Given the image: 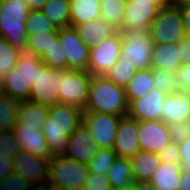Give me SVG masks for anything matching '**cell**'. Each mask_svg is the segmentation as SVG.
Returning <instances> with one entry per match:
<instances>
[{
	"label": "cell",
	"instance_id": "cell-1",
	"mask_svg": "<svg viewBox=\"0 0 190 190\" xmlns=\"http://www.w3.org/2000/svg\"><path fill=\"white\" fill-rule=\"evenodd\" d=\"M83 110L76 106L56 104L48 107V118L42 133L51 156L63 155L68 138L82 124Z\"/></svg>",
	"mask_w": 190,
	"mask_h": 190
},
{
	"label": "cell",
	"instance_id": "cell-2",
	"mask_svg": "<svg viewBox=\"0 0 190 190\" xmlns=\"http://www.w3.org/2000/svg\"><path fill=\"white\" fill-rule=\"evenodd\" d=\"M84 111L122 117L127 116L129 104L126 98L125 88L116 85L105 75H92Z\"/></svg>",
	"mask_w": 190,
	"mask_h": 190
},
{
	"label": "cell",
	"instance_id": "cell-3",
	"mask_svg": "<svg viewBox=\"0 0 190 190\" xmlns=\"http://www.w3.org/2000/svg\"><path fill=\"white\" fill-rule=\"evenodd\" d=\"M42 64L41 58L32 52L20 51L13 69L3 76L2 94L19 101L28 100L33 81L37 77V68Z\"/></svg>",
	"mask_w": 190,
	"mask_h": 190
},
{
	"label": "cell",
	"instance_id": "cell-4",
	"mask_svg": "<svg viewBox=\"0 0 190 190\" xmlns=\"http://www.w3.org/2000/svg\"><path fill=\"white\" fill-rule=\"evenodd\" d=\"M30 12L25 0H2L0 4V36L19 51L26 49V19Z\"/></svg>",
	"mask_w": 190,
	"mask_h": 190
},
{
	"label": "cell",
	"instance_id": "cell-5",
	"mask_svg": "<svg viewBox=\"0 0 190 190\" xmlns=\"http://www.w3.org/2000/svg\"><path fill=\"white\" fill-rule=\"evenodd\" d=\"M89 172L86 163L77 162L63 155L52 156L49 160L47 185L82 190Z\"/></svg>",
	"mask_w": 190,
	"mask_h": 190
},
{
	"label": "cell",
	"instance_id": "cell-6",
	"mask_svg": "<svg viewBox=\"0 0 190 190\" xmlns=\"http://www.w3.org/2000/svg\"><path fill=\"white\" fill-rule=\"evenodd\" d=\"M121 57L134 65L136 71L151 68L154 43L148 31H120Z\"/></svg>",
	"mask_w": 190,
	"mask_h": 190
},
{
	"label": "cell",
	"instance_id": "cell-7",
	"mask_svg": "<svg viewBox=\"0 0 190 190\" xmlns=\"http://www.w3.org/2000/svg\"><path fill=\"white\" fill-rule=\"evenodd\" d=\"M92 75L84 70H60L59 104L72 105L84 111Z\"/></svg>",
	"mask_w": 190,
	"mask_h": 190
},
{
	"label": "cell",
	"instance_id": "cell-8",
	"mask_svg": "<svg viewBox=\"0 0 190 190\" xmlns=\"http://www.w3.org/2000/svg\"><path fill=\"white\" fill-rule=\"evenodd\" d=\"M148 32L153 43H179L185 36L182 19L178 7L165 6L160 8L151 23Z\"/></svg>",
	"mask_w": 190,
	"mask_h": 190
},
{
	"label": "cell",
	"instance_id": "cell-9",
	"mask_svg": "<svg viewBox=\"0 0 190 190\" xmlns=\"http://www.w3.org/2000/svg\"><path fill=\"white\" fill-rule=\"evenodd\" d=\"M122 40L120 31L98 45L90 46L88 72L93 76H103L121 57Z\"/></svg>",
	"mask_w": 190,
	"mask_h": 190
},
{
	"label": "cell",
	"instance_id": "cell-10",
	"mask_svg": "<svg viewBox=\"0 0 190 190\" xmlns=\"http://www.w3.org/2000/svg\"><path fill=\"white\" fill-rule=\"evenodd\" d=\"M122 116L83 111L82 123L99 148H113Z\"/></svg>",
	"mask_w": 190,
	"mask_h": 190
},
{
	"label": "cell",
	"instance_id": "cell-11",
	"mask_svg": "<svg viewBox=\"0 0 190 190\" xmlns=\"http://www.w3.org/2000/svg\"><path fill=\"white\" fill-rule=\"evenodd\" d=\"M60 83L59 69L42 64L37 68V77L33 81L28 101L47 107L59 104Z\"/></svg>",
	"mask_w": 190,
	"mask_h": 190
},
{
	"label": "cell",
	"instance_id": "cell-12",
	"mask_svg": "<svg viewBox=\"0 0 190 190\" xmlns=\"http://www.w3.org/2000/svg\"><path fill=\"white\" fill-rule=\"evenodd\" d=\"M49 160L26 151L13 158V172L32 182L39 190L48 182Z\"/></svg>",
	"mask_w": 190,
	"mask_h": 190
},
{
	"label": "cell",
	"instance_id": "cell-13",
	"mask_svg": "<svg viewBox=\"0 0 190 190\" xmlns=\"http://www.w3.org/2000/svg\"><path fill=\"white\" fill-rule=\"evenodd\" d=\"M58 37L67 60V70L88 71L90 46L86 45L74 27L59 29Z\"/></svg>",
	"mask_w": 190,
	"mask_h": 190
},
{
	"label": "cell",
	"instance_id": "cell-14",
	"mask_svg": "<svg viewBox=\"0 0 190 190\" xmlns=\"http://www.w3.org/2000/svg\"><path fill=\"white\" fill-rule=\"evenodd\" d=\"M167 93L153 88L148 94L129 104L128 116L137 121H160Z\"/></svg>",
	"mask_w": 190,
	"mask_h": 190
},
{
	"label": "cell",
	"instance_id": "cell-15",
	"mask_svg": "<svg viewBox=\"0 0 190 190\" xmlns=\"http://www.w3.org/2000/svg\"><path fill=\"white\" fill-rule=\"evenodd\" d=\"M112 149L117 158L125 159H131L141 151L137 120L130 118L128 115L121 118Z\"/></svg>",
	"mask_w": 190,
	"mask_h": 190
},
{
	"label": "cell",
	"instance_id": "cell-16",
	"mask_svg": "<svg viewBox=\"0 0 190 190\" xmlns=\"http://www.w3.org/2000/svg\"><path fill=\"white\" fill-rule=\"evenodd\" d=\"M160 8L151 2L127 0L122 30L148 31Z\"/></svg>",
	"mask_w": 190,
	"mask_h": 190
},
{
	"label": "cell",
	"instance_id": "cell-17",
	"mask_svg": "<svg viewBox=\"0 0 190 190\" xmlns=\"http://www.w3.org/2000/svg\"><path fill=\"white\" fill-rule=\"evenodd\" d=\"M139 147L143 152L158 153L171 142L169 128L160 121H138Z\"/></svg>",
	"mask_w": 190,
	"mask_h": 190
},
{
	"label": "cell",
	"instance_id": "cell-18",
	"mask_svg": "<svg viewBox=\"0 0 190 190\" xmlns=\"http://www.w3.org/2000/svg\"><path fill=\"white\" fill-rule=\"evenodd\" d=\"M99 149L88 129L82 123L68 138L63 156L87 164L94 158Z\"/></svg>",
	"mask_w": 190,
	"mask_h": 190
},
{
	"label": "cell",
	"instance_id": "cell-19",
	"mask_svg": "<svg viewBox=\"0 0 190 190\" xmlns=\"http://www.w3.org/2000/svg\"><path fill=\"white\" fill-rule=\"evenodd\" d=\"M41 129L42 127H26L16 123L12 131L21 151L50 159L52 156Z\"/></svg>",
	"mask_w": 190,
	"mask_h": 190
},
{
	"label": "cell",
	"instance_id": "cell-20",
	"mask_svg": "<svg viewBox=\"0 0 190 190\" xmlns=\"http://www.w3.org/2000/svg\"><path fill=\"white\" fill-rule=\"evenodd\" d=\"M162 107L164 113L161 116V121L166 125L187 122L190 118V99L184 92L177 91L168 94Z\"/></svg>",
	"mask_w": 190,
	"mask_h": 190
},
{
	"label": "cell",
	"instance_id": "cell-21",
	"mask_svg": "<svg viewBox=\"0 0 190 190\" xmlns=\"http://www.w3.org/2000/svg\"><path fill=\"white\" fill-rule=\"evenodd\" d=\"M182 64L180 49L177 43H154L151 68L176 72Z\"/></svg>",
	"mask_w": 190,
	"mask_h": 190
},
{
	"label": "cell",
	"instance_id": "cell-22",
	"mask_svg": "<svg viewBox=\"0 0 190 190\" xmlns=\"http://www.w3.org/2000/svg\"><path fill=\"white\" fill-rule=\"evenodd\" d=\"M74 28L81 40L88 46L98 45L117 31L101 18L77 24Z\"/></svg>",
	"mask_w": 190,
	"mask_h": 190
},
{
	"label": "cell",
	"instance_id": "cell-23",
	"mask_svg": "<svg viewBox=\"0 0 190 190\" xmlns=\"http://www.w3.org/2000/svg\"><path fill=\"white\" fill-rule=\"evenodd\" d=\"M130 163L134 182H149L160 166L161 158L158 153L140 151L130 159Z\"/></svg>",
	"mask_w": 190,
	"mask_h": 190
},
{
	"label": "cell",
	"instance_id": "cell-24",
	"mask_svg": "<svg viewBox=\"0 0 190 190\" xmlns=\"http://www.w3.org/2000/svg\"><path fill=\"white\" fill-rule=\"evenodd\" d=\"M182 170L180 164L161 162L149 182L158 190H179Z\"/></svg>",
	"mask_w": 190,
	"mask_h": 190
},
{
	"label": "cell",
	"instance_id": "cell-25",
	"mask_svg": "<svg viewBox=\"0 0 190 190\" xmlns=\"http://www.w3.org/2000/svg\"><path fill=\"white\" fill-rule=\"evenodd\" d=\"M48 107L28 100L20 101L17 110V124L26 127H42L47 122Z\"/></svg>",
	"mask_w": 190,
	"mask_h": 190
},
{
	"label": "cell",
	"instance_id": "cell-26",
	"mask_svg": "<svg viewBox=\"0 0 190 190\" xmlns=\"http://www.w3.org/2000/svg\"><path fill=\"white\" fill-rule=\"evenodd\" d=\"M101 18L99 0H70V26Z\"/></svg>",
	"mask_w": 190,
	"mask_h": 190
},
{
	"label": "cell",
	"instance_id": "cell-27",
	"mask_svg": "<svg viewBox=\"0 0 190 190\" xmlns=\"http://www.w3.org/2000/svg\"><path fill=\"white\" fill-rule=\"evenodd\" d=\"M107 176L112 189L130 190L134 183L130 159L116 158Z\"/></svg>",
	"mask_w": 190,
	"mask_h": 190
},
{
	"label": "cell",
	"instance_id": "cell-28",
	"mask_svg": "<svg viewBox=\"0 0 190 190\" xmlns=\"http://www.w3.org/2000/svg\"><path fill=\"white\" fill-rule=\"evenodd\" d=\"M153 88L152 68L136 71L134 77L125 87L128 104L148 94Z\"/></svg>",
	"mask_w": 190,
	"mask_h": 190
},
{
	"label": "cell",
	"instance_id": "cell-29",
	"mask_svg": "<svg viewBox=\"0 0 190 190\" xmlns=\"http://www.w3.org/2000/svg\"><path fill=\"white\" fill-rule=\"evenodd\" d=\"M41 11L56 29L70 27V0H48Z\"/></svg>",
	"mask_w": 190,
	"mask_h": 190
},
{
	"label": "cell",
	"instance_id": "cell-30",
	"mask_svg": "<svg viewBox=\"0 0 190 190\" xmlns=\"http://www.w3.org/2000/svg\"><path fill=\"white\" fill-rule=\"evenodd\" d=\"M127 0H99L101 19L115 30L122 31Z\"/></svg>",
	"mask_w": 190,
	"mask_h": 190
},
{
	"label": "cell",
	"instance_id": "cell-31",
	"mask_svg": "<svg viewBox=\"0 0 190 190\" xmlns=\"http://www.w3.org/2000/svg\"><path fill=\"white\" fill-rule=\"evenodd\" d=\"M20 101L0 94V131L12 130L17 122V110Z\"/></svg>",
	"mask_w": 190,
	"mask_h": 190
},
{
	"label": "cell",
	"instance_id": "cell-32",
	"mask_svg": "<svg viewBox=\"0 0 190 190\" xmlns=\"http://www.w3.org/2000/svg\"><path fill=\"white\" fill-rule=\"evenodd\" d=\"M135 73L134 65L120 57L105 76L116 85L125 88Z\"/></svg>",
	"mask_w": 190,
	"mask_h": 190
},
{
	"label": "cell",
	"instance_id": "cell-33",
	"mask_svg": "<svg viewBox=\"0 0 190 190\" xmlns=\"http://www.w3.org/2000/svg\"><path fill=\"white\" fill-rule=\"evenodd\" d=\"M116 158L117 155L112 148H100L94 158L87 163V166L90 172L107 176Z\"/></svg>",
	"mask_w": 190,
	"mask_h": 190
},
{
	"label": "cell",
	"instance_id": "cell-34",
	"mask_svg": "<svg viewBox=\"0 0 190 190\" xmlns=\"http://www.w3.org/2000/svg\"><path fill=\"white\" fill-rule=\"evenodd\" d=\"M40 58L43 64L47 67L67 70V60L59 37L53 41L48 51H45Z\"/></svg>",
	"mask_w": 190,
	"mask_h": 190
},
{
	"label": "cell",
	"instance_id": "cell-35",
	"mask_svg": "<svg viewBox=\"0 0 190 190\" xmlns=\"http://www.w3.org/2000/svg\"><path fill=\"white\" fill-rule=\"evenodd\" d=\"M26 28L29 35L39 34L40 32H59L41 10L29 12L26 19Z\"/></svg>",
	"mask_w": 190,
	"mask_h": 190
},
{
	"label": "cell",
	"instance_id": "cell-36",
	"mask_svg": "<svg viewBox=\"0 0 190 190\" xmlns=\"http://www.w3.org/2000/svg\"><path fill=\"white\" fill-rule=\"evenodd\" d=\"M58 37V32H45L29 35L26 42V49L34 55L40 57L45 51H48L53 41Z\"/></svg>",
	"mask_w": 190,
	"mask_h": 190
},
{
	"label": "cell",
	"instance_id": "cell-37",
	"mask_svg": "<svg viewBox=\"0 0 190 190\" xmlns=\"http://www.w3.org/2000/svg\"><path fill=\"white\" fill-rule=\"evenodd\" d=\"M20 51L0 36V75L3 77L15 66Z\"/></svg>",
	"mask_w": 190,
	"mask_h": 190
},
{
	"label": "cell",
	"instance_id": "cell-38",
	"mask_svg": "<svg viewBox=\"0 0 190 190\" xmlns=\"http://www.w3.org/2000/svg\"><path fill=\"white\" fill-rule=\"evenodd\" d=\"M154 88L171 94L176 92V74L171 71L152 68Z\"/></svg>",
	"mask_w": 190,
	"mask_h": 190
},
{
	"label": "cell",
	"instance_id": "cell-39",
	"mask_svg": "<svg viewBox=\"0 0 190 190\" xmlns=\"http://www.w3.org/2000/svg\"><path fill=\"white\" fill-rule=\"evenodd\" d=\"M0 190H39L32 182L12 173L0 181Z\"/></svg>",
	"mask_w": 190,
	"mask_h": 190
},
{
	"label": "cell",
	"instance_id": "cell-40",
	"mask_svg": "<svg viewBox=\"0 0 190 190\" xmlns=\"http://www.w3.org/2000/svg\"><path fill=\"white\" fill-rule=\"evenodd\" d=\"M21 151L12 130L0 131V154L14 158Z\"/></svg>",
	"mask_w": 190,
	"mask_h": 190
},
{
	"label": "cell",
	"instance_id": "cell-41",
	"mask_svg": "<svg viewBox=\"0 0 190 190\" xmlns=\"http://www.w3.org/2000/svg\"><path fill=\"white\" fill-rule=\"evenodd\" d=\"M108 176L89 172L88 178L85 180L82 190H111Z\"/></svg>",
	"mask_w": 190,
	"mask_h": 190
},
{
	"label": "cell",
	"instance_id": "cell-42",
	"mask_svg": "<svg viewBox=\"0 0 190 190\" xmlns=\"http://www.w3.org/2000/svg\"><path fill=\"white\" fill-rule=\"evenodd\" d=\"M169 136L174 143H182L187 137L190 136V130L187 122H177L168 125Z\"/></svg>",
	"mask_w": 190,
	"mask_h": 190
},
{
	"label": "cell",
	"instance_id": "cell-43",
	"mask_svg": "<svg viewBox=\"0 0 190 190\" xmlns=\"http://www.w3.org/2000/svg\"><path fill=\"white\" fill-rule=\"evenodd\" d=\"M161 162L180 164V150L177 143L170 142L158 152Z\"/></svg>",
	"mask_w": 190,
	"mask_h": 190
},
{
	"label": "cell",
	"instance_id": "cell-44",
	"mask_svg": "<svg viewBox=\"0 0 190 190\" xmlns=\"http://www.w3.org/2000/svg\"><path fill=\"white\" fill-rule=\"evenodd\" d=\"M176 74V92H183L187 86H190V63L181 64Z\"/></svg>",
	"mask_w": 190,
	"mask_h": 190
},
{
	"label": "cell",
	"instance_id": "cell-45",
	"mask_svg": "<svg viewBox=\"0 0 190 190\" xmlns=\"http://www.w3.org/2000/svg\"><path fill=\"white\" fill-rule=\"evenodd\" d=\"M180 150V166L182 169H190V136L178 144Z\"/></svg>",
	"mask_w": 190,
	"mask_h": 190
},
{
	"label": "cell",
	"instance_id": "cell-46",
	"mask_svg": "<svg viewBox=\"0 0 190 190\" xmlns=\"http://www.w3.org/2000/svg\"><path fill=\"white\" fill-rule=\"evenodd\" d=\"M13 173V158L0 154V181Z\"/></svg>",
	"mask_w": 190,
	"mask_h": 190
},
{
	"label": "cell",
	"instance_id": "cell-47",
	"mask_svg": "<svg viewBox=\"0 0 190 190\" xmlns=\"http://www.w3.org/2000/svg\"><path fill=\"white\" fill-rule=\"evenodd\" d=\"M182 19V26L187 38H190V4L178 7Z\"/></svg>",
	"mask_w": 190,
	"mask_h": 190
},
{
	"label": "cell",
	"instance_id": "cell-48",
	"mask_svg": "<svg viewBox=\"0 0 190 190\" xmlns=\"http://www.w3.org/2000/svg\"><path fill=\"white\" fill-rule=\"evenodd\" d=\"M178 48L180 49L182 64L190 63V38L184 37L178 43Z\"/></svg>",
	"mask_w": 190,
	"mask_h": 190
},
{
	"label": "cell",
	"instance_id": "cell-49",
	"mask_svg": "<svg viewBox=\"0 0 190 190\" xmlns=\"http://www.w3.org/2000/svg\"><path fill=\"white\" fill-rule=\"evenodd\" d=\"M179 190H190V169H183Z\"/></svg>",
	"mask_w": 190,
	"mask_h": 190
},
{
	"label": "cell",
	"instance_id": "cell-50",
	"mask_svg": "<svg viewBox=\"0 0 190 190\" xmlns=\"http://www.w3.org/2000/svg\"><path fill=\"white\" fill-rule=\"evenodd\" d=\"M114 190V189H111ZM130 190H158L150 182H134Z\"/></svg>",
	"mask_w": 190,
	"mask_h": 190
},
{
	"label": "cell",
	"instance_id": "cell-51",
	"mask_svg": "<svg viewBox=\"0 0 190 190\" xmlns=\"http://www.w3.org/2000/svg\"><path fill=\"white\" fill-rule=\"evenodd\" d=\"M29 6L30 11H38L41 10L44 4L48 0H25Z\"/></svg>",
	"mask_w": 190,
	"mask_h": 190
},
{
	"label": "cell",
	"instance_id": "cell-52",
	"mask_svg": "<svg viewBox=\"0 0 190 190\" xmlns=\"http://www.w3.org/2000/svg\"><path fill=\"white\" fill-rule=\"evenodd\" d=\"M190 4V0H168V5L172 7H183Z\"/></svg>",
	"mask_w": 190,
	"mask_h": 190
},
{
	"label": "cell",
	"instance_id": "cell-53",
	"mask_svg": "<svg viewBox=\"0 0 190 190\" xmlns=\"http://www.w3.org/2000/svg\"><path fill=\"white\" fill-rule=\"evenodd\" d=\"M129 1L151 2V3L156 4L159 8H162L168 5V0H129Z\"/></svg>",
	"mask_w": 190,
	"mask_h": 190
},
{
	"label": "cell",
	"instance_id": "cell-54",
	"mask_svg": "<svg viewBox=\"0 0 190 190\" xmlns=\"http://www.w3.org/2000/svg\"><path fill=\"white\" fill-rule=\"evenodd\" d=\"M41 190H73V189L65 188V187H61V186L46 185Z\"/></svg>",
	"mask_w": 190,
	"mask_h": 190
},
{
	"label": "cell",
	"instance_id": "cell-55",
	"mask_svg": "<svg viewBox=\"0 0 190 190\" xmlns=\"http://www.w3.org/2000/svg\"><path fill=\"white\" fill-rule=\"evenodd\" d=\"M187 97L190 99V86H187L186 89L183 91Z\"/></svg>",
	"mask_w": 190,
	"mask_h": 190
},
{
	"label": "cell",
	"instance_id": "cell-56",
	"mask_svg": "<svg viewBox=\"0 0 190 190\" xmlns=\"http://www.w3.org/2000/svg\"><path fill=\"white\" fill-rule=\"evenodd\" d=\"M3 77L0 75V94H2L3 91Z\"/></svg>",
	"mask_w": 190,
	"mask_h": 190
},
{
	"label": "cell",
	"instance_id": "cell-57",
	"mask_svg": "<svg viewBox=\"0 0 190 190\" xmlns=\"http://www.w3.org/2000/svg\"><path fill=\"white\" fill-rule=\"evenodd\" d=\"M187 123H188V127H189V130H190V118L187 120Z\"/></svg>",
	"mask_w": 190,
	"mask_h": 190
}]
</instances>
